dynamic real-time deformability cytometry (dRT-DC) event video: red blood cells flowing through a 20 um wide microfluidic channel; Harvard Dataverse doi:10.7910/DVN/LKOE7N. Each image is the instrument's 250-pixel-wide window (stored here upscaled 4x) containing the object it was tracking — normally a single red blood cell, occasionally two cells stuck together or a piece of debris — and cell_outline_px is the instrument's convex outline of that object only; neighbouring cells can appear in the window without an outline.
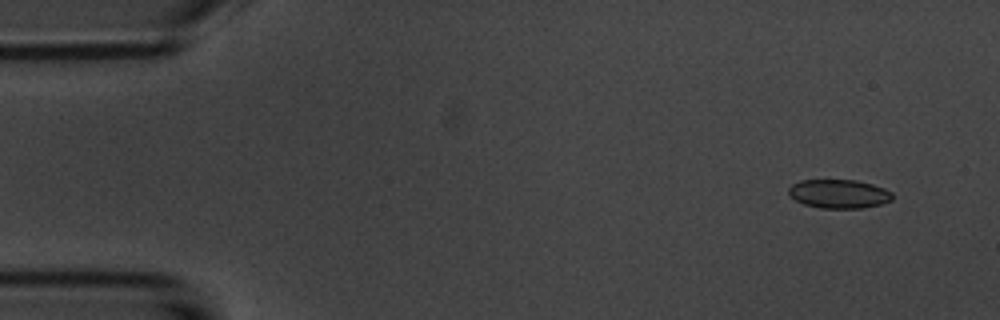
{"species": "common noctule bat (a hibernating species)", "species_latin": "Nyctalus noctula", "temperature_condition": "room temperature", "stored_images_in_passage": 4, "camera_frame_rate_fps": 3000, "um_per_image_px": 0.085, "animal": {"sex": "male", "body_mass_g": 20.1, "forearm_length_mm": 53.5}, "frame": {"image": 1, "passage_image": 1, "time_ms": 0.0, "image_size_px": [1000, 320], "cell_outline_px": [[892, 200], [880, 204], [864, 208], [820, 208], [804, 204], [796, 200], [788, 192], [788, 188], [792, 184], [800, 180], [856, 180], [872, 184], [884, 188], [892, 192]], "centroid_in_image_um": [71.31, 16.47], "position_along_channel_um": 13.7, "area_um2": 17.4}}
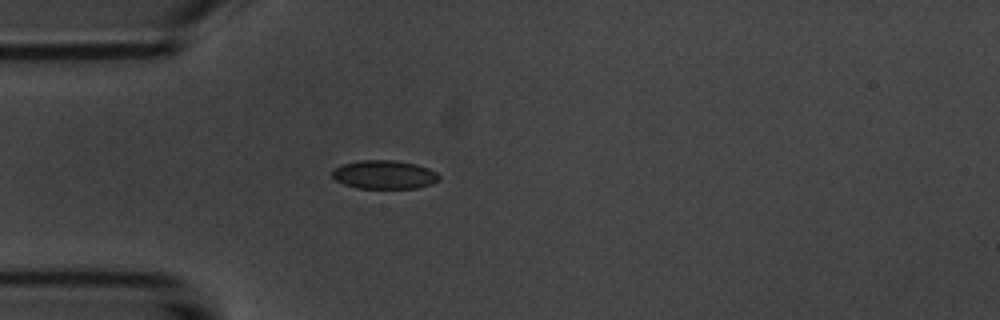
{"frame": {"image": 2, "passage_image": 4, "time_ms": 3.667, "image_size_px": [1000, 320], "cell_outline_px": [[440, 180], [432, 184], [416, 188], [356, 188], [344, 184], [336, 180], [332, 176], [332, 172], [336, 168], [344, 164], [360, 160], [396, 160], [416, 164], [428, 168], [436, 172], [440, 176]], "centroid_in_image_um": [32.7, 14.84], "position_along_channel_um": 52.3, "area_um2": 17.8}}